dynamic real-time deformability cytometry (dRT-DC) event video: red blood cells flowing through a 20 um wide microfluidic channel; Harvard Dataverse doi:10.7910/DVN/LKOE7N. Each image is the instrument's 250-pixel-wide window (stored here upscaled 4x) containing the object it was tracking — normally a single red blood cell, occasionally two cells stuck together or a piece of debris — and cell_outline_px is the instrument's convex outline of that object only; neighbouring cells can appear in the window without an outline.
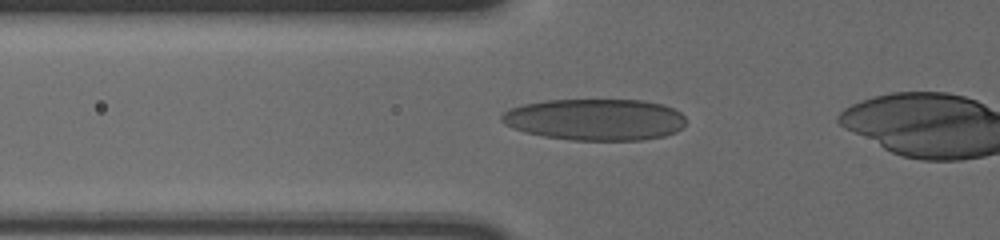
{"species": "human", "species_latin": "Homo sapiens", "temperature_condition": "cold", "stored_images_in_passage": 33, "camera_frame_rate_fps": 3000, "um_per_image_px": 0.085, "donor": {"sex": "male"}, "frame": {"image": 1, "passage_image": 2, "time_ms": 0.333, "image_size_px": [1000, 240], "cell_outline_px": [[684, 124], [676, 132], [664, 136], [644, 140], [572, 140], [544, 136], [524, 132], [504, 124], [500, 120], [500, 116], [504, 112], [512, 108], [524, 104], [544, 100], [644, 100], [664, 104], [680, 112], [684, 116]], "centroid_in_image_um": [50.59, 10.16], "position_along_channel_um": 75.2, "area_um2": 44.74}}
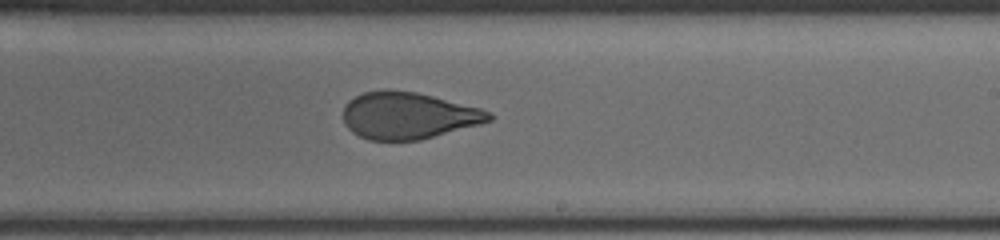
{"frame": {"image": 2, "passage_image": 17, "time_ms": 5.333, "image_size_px": [1000, 240], "cell_outline_px": [[492, 120], [480, 124], [420, 140], [368, 140], [352, 132], [344, 124], [344, 104], [348, 100], [364, 92], [388, 88], [416, 92], [480, 108], [492, 112]], "centroid_in_image_um": [34.67, 9.81], "position_along_channel_um": 254.3, "area_um2": 39.88}}
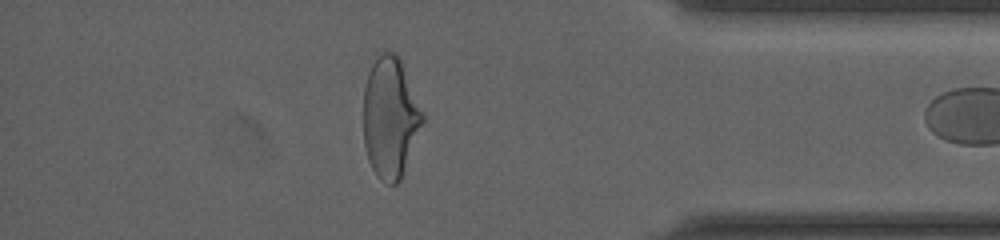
{"frame": {"image": 3, "passage_image": 31, "time_ms": 10.0, "image_size_px": [1000, 240], "cell_outline_px": [[424, 120], [400, 180], [396, 184], [388, 184], [380, 180], [376, 176], [368, 160], [364, 144], [364, 88], [368, 72], [372, 64], [384, 52], [396, 52], [400, 56], [424, 112]], "centroid_in_image_um": [33.18, 9.98], "position_along_channel_um": 402.0, "area_um2": 41.73}}